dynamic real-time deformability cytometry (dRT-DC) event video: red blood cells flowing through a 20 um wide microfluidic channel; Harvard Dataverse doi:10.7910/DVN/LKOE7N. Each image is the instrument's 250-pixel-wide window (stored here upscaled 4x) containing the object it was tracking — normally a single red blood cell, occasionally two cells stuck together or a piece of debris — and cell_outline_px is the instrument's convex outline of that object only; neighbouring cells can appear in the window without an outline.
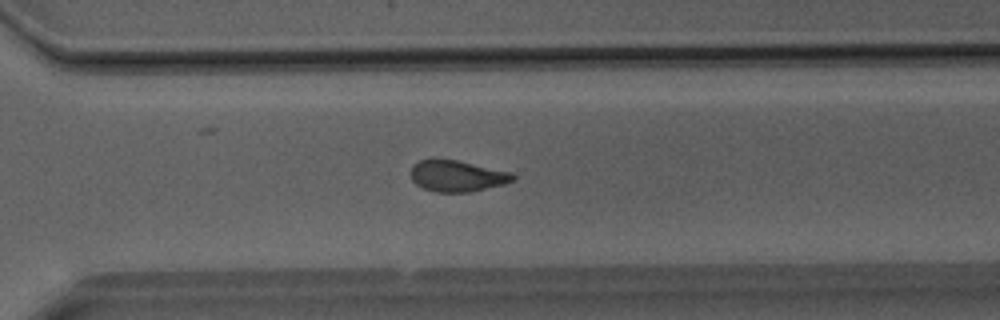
{"species": "Egyptian fruit bat (a non-hibernating species)", "species_latin": "Rousettus aegyptiacus", "temperature_condition": "room temperature", "stored_images_in_passage": 31, "camera_frame_rate_fps": 3000, "um_per_image_px": 0.085, "animal": {"sex": "male"}, "frame": {"image": 1, "passage_image": 21, "time_ms": 6.667, "image_size_px": [1000, 320], "cell_outline_px": [[516, 176], [512, 180], [504, 184], [468, 192], [436, 192], [424, 188], [416, 184], [412, 180], [412, 164], [420, 160], [436, 156], [456, 160], [512, 172]], "centroid_in_image_um": [38.81, 14.92], "position_along_channel_um": 331.8, "area_um2": 18.79}}
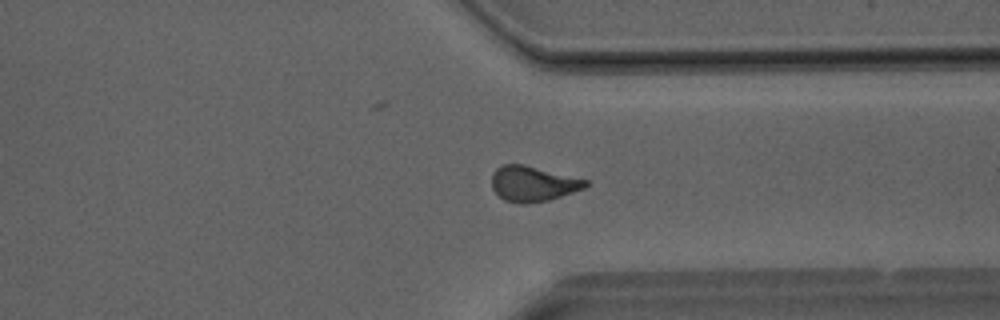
{"frame": {"image": 2, "passage_image": 23, "time_ms": 7.333, "image_size_px": [1000, 320], "cell_outline_px": [[588, 184], [584, 188], [548, 200], [524, 204], [520, 204], [504, 200], [492, 188], [492, 176], [496, 168], [504, 164], [524, 164], [588, 180]], "centroid_in_image_um": [45.28, 15.61], "position_along_channel_um": 366.1, "area_um2": 19.13}}
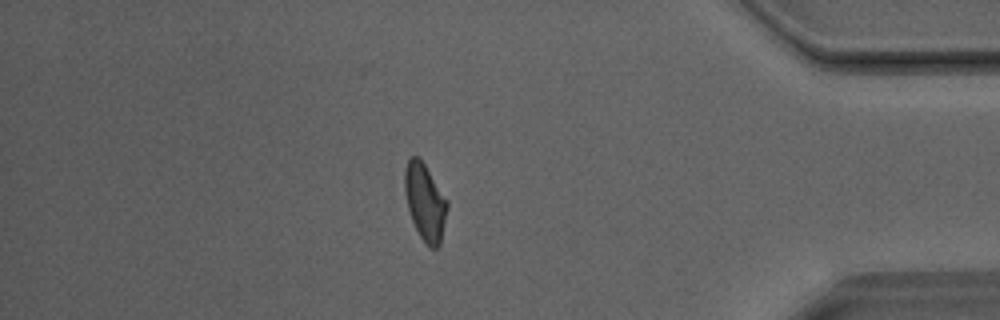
{"frame": {"image": 3, "passage_image": 27, "time_ms": 8.667, "image_size_px": [1000, 320], "cell_outline_px": [[448, 208], [440, 244], [436, 248], [432, 248], [424, 244], [412, 220], [408, 208], [404, 192], [404, 168], [408, 160], [412, 156], [420, 156], [448, 200]], "centroid_in_image_um": [36.13, 17.14], "position_along_channel_um": 399.1, "area_um2": 19.31}}